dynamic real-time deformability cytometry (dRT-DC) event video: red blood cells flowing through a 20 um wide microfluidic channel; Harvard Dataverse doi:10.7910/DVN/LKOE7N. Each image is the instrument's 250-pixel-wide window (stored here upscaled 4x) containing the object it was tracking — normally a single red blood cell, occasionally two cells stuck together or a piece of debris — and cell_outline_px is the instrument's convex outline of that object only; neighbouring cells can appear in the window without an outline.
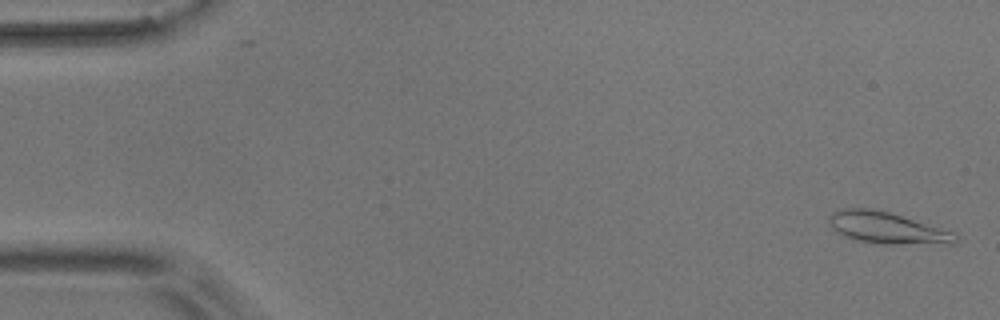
{"species": "common noctule bat (a hibernating species)", "species_latin": "Nyctalus noctula", "temperature_condition": "room temperature", "stored_images_in_passage": 5, "camera_frame_rate_fps": 3000, "um_per_image_px": 0.085, "animal": {"sex": "male", "body_mass_g": 17.9}, "frame": {"image": 1, "passage_image": 1, "time_ms": 0.0, "image_size_px": [1000, 320], "cell_outline_px": [[956, 240], [952, 244], [880, 244], [856, 240], [844, 236], [836, 232], [832, 228], [828, 220], [828, 216], [832, 212], [840, 208], [868, 208], [888, 212], [956, 232]], "centroid_in_image_um": [75.37, 19.38], "position_along_channel_um": 9.6, "area_um2": 23.35}}
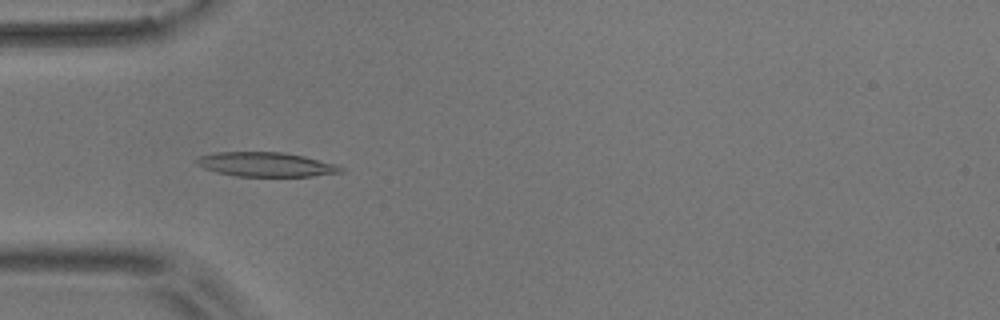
{"frame": {"image": 2, "passage_image": 5, "time_ms": 5.0, "image_size_px": [1000, 320], "cell_outline_px": [[344, 172], [312, 176], [236, 176], [216, 172], [204, 168], [196, 164], [192, 160], [200, 156], [216, 152], [284, 152], [304, 156], [336, 164], [344, 168]], "centroid_in_image_um": [22.59, 13.97], "position_along_channel_um": 62.4, "area_um2": 20.58}}